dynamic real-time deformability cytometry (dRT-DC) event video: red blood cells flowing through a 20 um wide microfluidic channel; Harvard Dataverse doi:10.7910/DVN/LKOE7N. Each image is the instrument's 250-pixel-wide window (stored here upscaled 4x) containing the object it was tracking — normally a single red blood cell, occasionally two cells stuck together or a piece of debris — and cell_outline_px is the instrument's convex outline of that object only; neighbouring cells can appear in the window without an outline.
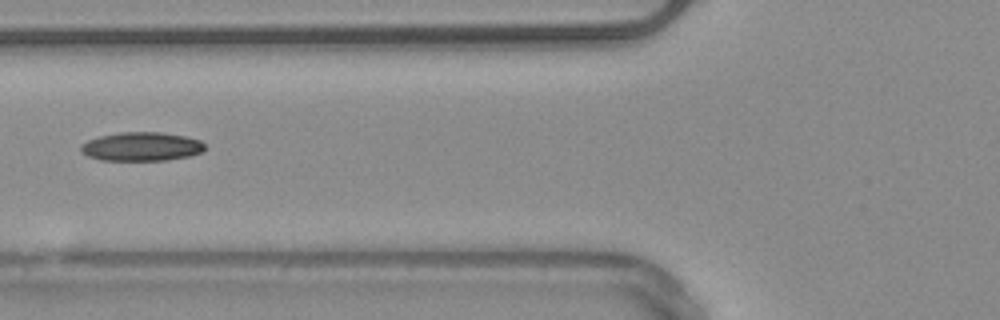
{"species": "common noctule bat (a hibernating species)", "species_latin": "Nyctalus noctula", "temperature_condition": "warm", "stored_images_in_passage": 7, "camera_frame_rate_fps": 3000, "um_per_image_px": 0.085, "animal": {"sex": "male", "body_mass_g": 20.4}, "frame": {"image": 1, "passage_image": 6, "time_ms": 6.667, "image_size_px": [1000, 320], "cell_outline_px": [[204, 148], [200, 152], [188, 156], [168, 160], [100, 160], [88, 156], [80, 152], [80, 144], [88, 140], [100, 136], [120, 132], [164, 132], [184, 136], [200, 140], [204, 144]], "centroid_in_image_um": [11.98, 12.45], "position_along_channel_um": 113.8, "area_um2": 20.81}}